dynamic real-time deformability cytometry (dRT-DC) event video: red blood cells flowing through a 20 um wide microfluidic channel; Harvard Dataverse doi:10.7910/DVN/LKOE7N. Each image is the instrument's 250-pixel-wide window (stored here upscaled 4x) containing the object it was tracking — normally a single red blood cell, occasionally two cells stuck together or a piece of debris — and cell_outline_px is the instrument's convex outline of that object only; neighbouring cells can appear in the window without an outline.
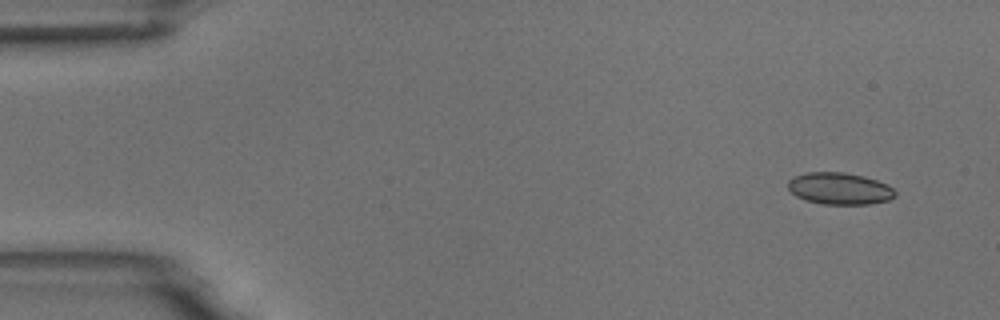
{"species": "common noctule bat (a hibernating species)", "species_latin": "Nyctalus noctula", "temperature_condition": "room temperature", "stored_images_in_passage": 8, "camera_frame_rate_fps": 3000, "um_per_image_px": 0.085, "animal": {"sex": "male", "body_mass_g": 18.8}, "frame": {"image": 1, "passage_image": 1, "time_ms": 0.0, "image_size_px": [1000, 320], "cell_outline_px": [[896, 196], [888, 200], [868, 204], [820, 204], [804, 200], [796, 196], [788, 188], [788, 180], [796, 176], [808, 172], [844, 172], [864, 176], [888, 184], [896, 192]], "centroid_in_image_um": [71.37, 16.03], "position_along_channel_um": 13.6, "area_um2": 19.94}}
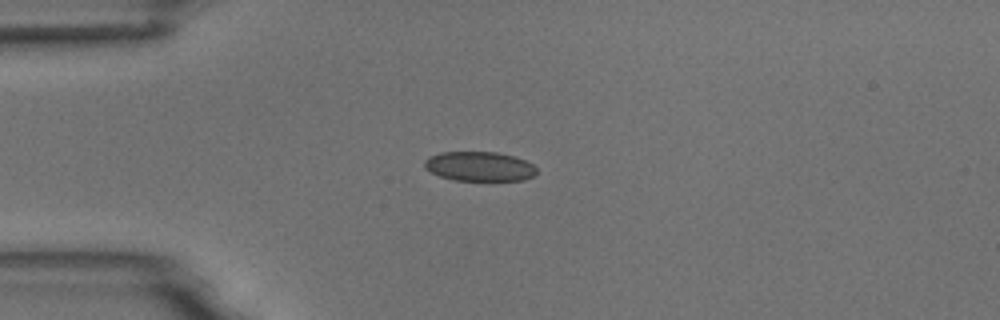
{"frame": {"image": 2, "passage_image": 4, "time_ms": 3.333, "image_size_px": [1000, 320], "cell_outline_px": [[536, 172], [532, 176], [524, 180], [452, 180], [440, 176], [424, 168], [424, 160], [428, 156], [440, 152], [496, 152], [516, 156], [532, 164], [536, 168]], "centroid_in_image_um": [40.72, 14.13], "position_along_channel_um": 44.3, "area_um2": 19.31}}
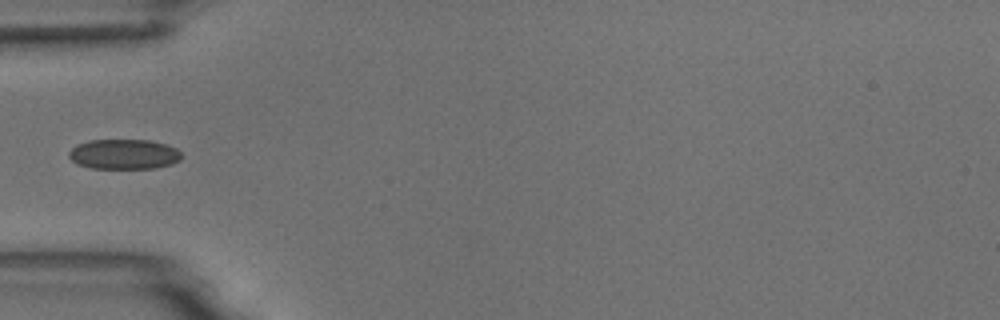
{"frame": {"image": 3, "passage_image": 5, "time_ms": 4.667, "image_size_px": [1000, 320], "cell_outline_px": [[184, 156], [180, 160], [172, 164], [156, 168], [92, 168], [76, 164], [68, 156], [68, 152], [76, 144], [88, 140], [148, 140], [164, 144], [176, 148]], "centroid_in_image_um": [10.53, 13.11], "position_along_channel_um": 74.5, "area_um2": 19.83}}